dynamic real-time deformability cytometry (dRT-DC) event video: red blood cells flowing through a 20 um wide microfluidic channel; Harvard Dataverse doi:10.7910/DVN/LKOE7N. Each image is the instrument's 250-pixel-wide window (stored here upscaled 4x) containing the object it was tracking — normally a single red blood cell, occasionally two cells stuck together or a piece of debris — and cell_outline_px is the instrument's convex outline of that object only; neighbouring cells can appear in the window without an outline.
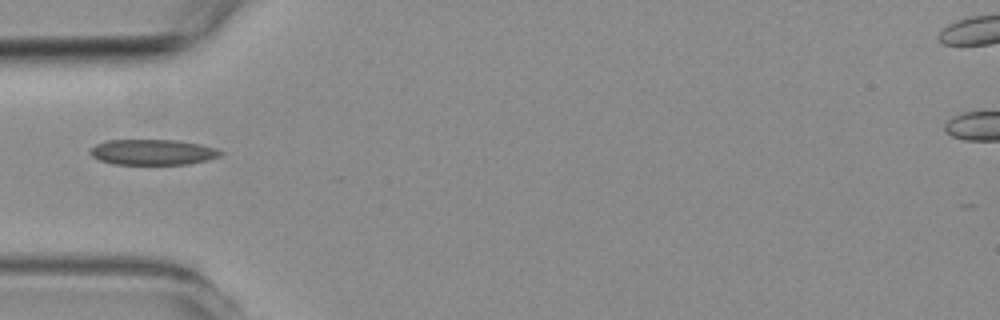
{"species": "common noctule bat (a hibernating species)", "species_latin": "Nyctalus noctula", "temperature_condition": "room temperature", "stored_images_in_passage": 3, "camera_frame_rate_fps": 3000, "um_per_image_px": 0.085, "animal": {"sex": "female", "body_mass_g": 19.3, "forearm_length_mm": 54.1}, "frame": {"image": 1, "passage_image": 1, "time_ms": 0.0, "image_size_px": [1000, 320], "cell_outline_px": [[224, 152], [220, 156], [208, 160], [188, 164], [112, 164], [100, 160], [92, 156], [88, 152], [96, 144], [108, 140], [176, 140], [200, 144], [216, 148]], "centroid_in_image_um": [13.0, 12.93], "position_along_channel_um": 72.0, "area_um2": 19.42}}
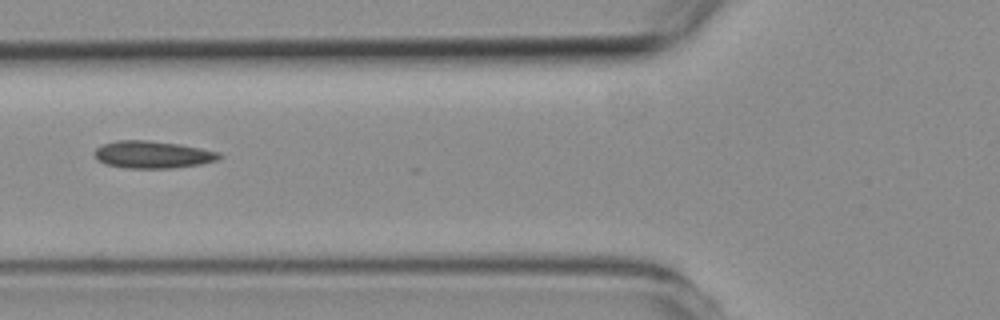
{"frame": {"image": 2, "passage_image": 2, "time_ms": 1.0, "image_size_px": [1000, 320], "cell_outline_px": [[224, 156], [216, 160], [200, 164], [172, 168], [124, 168], [104, 164], [96, 160], [92, 152], [100, 144], [116, 140], [148, 140], [180, 144], [220, 152]], "centroid_in_image_um": [12.91, 13.13], "position_along_channel_um": 112.9, "area_um2": 20.17}}